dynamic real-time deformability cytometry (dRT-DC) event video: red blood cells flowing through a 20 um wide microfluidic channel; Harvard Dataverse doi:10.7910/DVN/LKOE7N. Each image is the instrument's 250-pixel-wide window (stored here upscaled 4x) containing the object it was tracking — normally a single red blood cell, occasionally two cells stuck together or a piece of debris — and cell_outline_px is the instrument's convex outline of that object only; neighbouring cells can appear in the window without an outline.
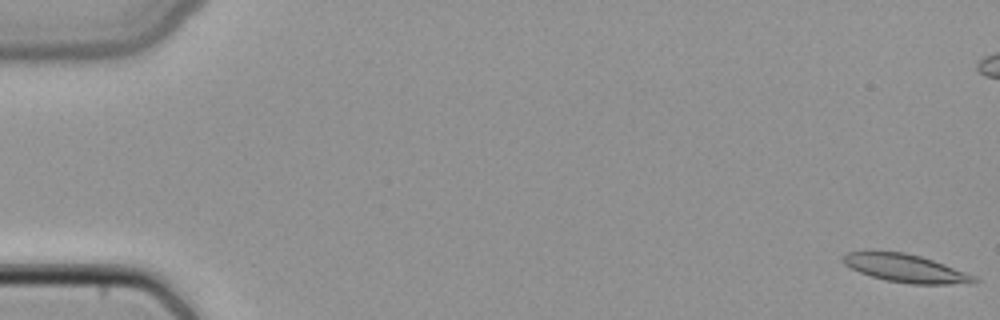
{"species": "common noctule bat (a hibernating species)", "species_latin": "Nyctalus noctula", "temperature_condition": "cold", "stored_images_in_passage": 51, "camera_frame_rate_fps": 3000, "um_per_image_px": 0.085, "animal": {"sex": "female", "body_mass_g": 22.7, "forearm_length_mm": 54.2}, "frame": {"image": 1, "passage_image": 1, "time_ms": 0.0, "image_size_px": [1000, 320], "cell_outline_px": [[980, 280], [976, 284], [912, 284], [884, 280], [860, 272], [844, 264], [844, 256], [848, 252], [904, 252], [920, 256], [944, 264], [976, 276]], "centroid_in_image_um": [77.08, 22.83], "position_along_channel_um": 7.9, "area_um2": 21.15}}
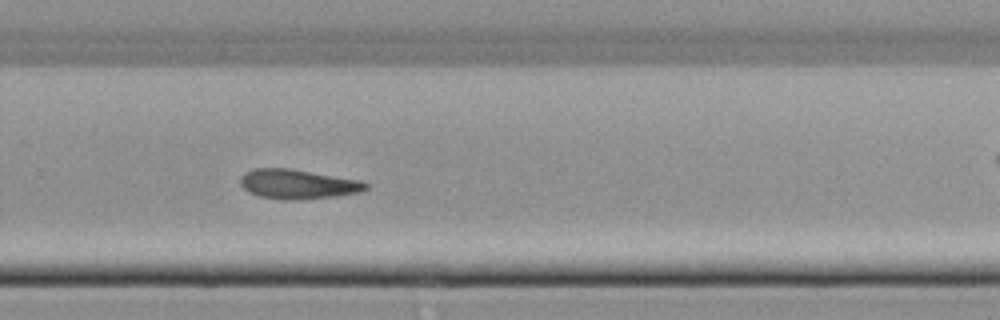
{"frame": {"image": 2, "passage_image": 34, "time_ms": 11.0, "image_size_px": [1000, 320], "cell_outline_px": [[368, 188], [360, 192], [336, 196], [292, 200], [284, 200], [260, 196], [248, 192], [240, 184], [240, 176], [244, 172], [252, 168], [288, 168], [360, 180], [368, 184]], "centroid_in_image_um": [25.27, 15.64], "position_along_channel_um": 304.5, "area_um2": 21.56}}
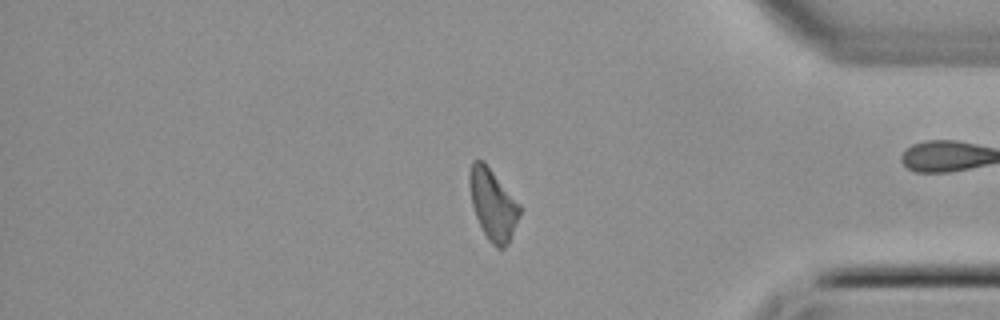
{"frame": {"image": 3, "passage_image": 42, "time_ms": 13.667, "image_size_px": [1000, 320], "cell_outline_px": [[520, 212], [508, 244], [504, 248], [496, 248], [488, 240], [476, 216], [472, 204], [468, 184], [468, 172], [472, 160], [484, 160], [520, 204]], "centroid_in_image_um": [41.86, 17.33], "position_along_channel_um": 393.3, "area_um2": 20.75}}